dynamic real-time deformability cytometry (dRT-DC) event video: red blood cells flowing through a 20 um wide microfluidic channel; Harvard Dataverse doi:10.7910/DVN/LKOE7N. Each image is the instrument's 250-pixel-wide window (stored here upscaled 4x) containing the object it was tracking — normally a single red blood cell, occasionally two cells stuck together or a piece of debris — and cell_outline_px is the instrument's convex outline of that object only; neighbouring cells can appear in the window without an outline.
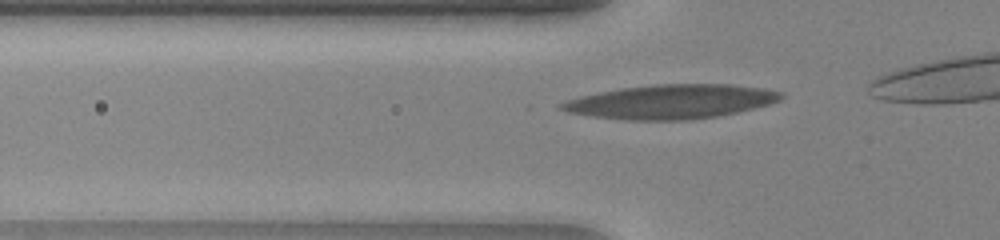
{"species": "human", "species_latin": "Homo sapiens", "temperature_condition": "warm", "stored_images_in_passage": 31, "camera_frame_rate_fps": 3000, "um_per_image_px": 0.085, "donor": {"sex": "female"}, "frame": {"image": 1, "passage_image": 4, "time_ms": 1.0, "image_size_px": [1000, 240], "cell_outline_px": [[784, 96], [780, 100], [768, 104], [736, 112], [716, 116], [692, 120], [624, 120], [592, 116], [568, 112], [556, 108], [556, 104], [564, 100], [580, 96], [620, 88], [652, 84], [732, 84], [764, 88], [784, 92]], "centroid_in_image_um": [56.99, 8.64], "position_along_channel_um": 68.8, "area_um2": 43.99}}
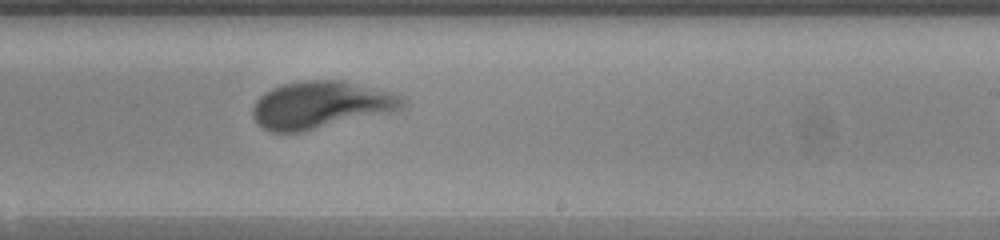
{"frame": {"image": 2, "passage_image": 18, "time_ms": 5.667, "image_size_px": [1000, 240], "cell_outline_px": [[404, 104], [400, 108], [388, 112], [300, 132], [272, 132], [264, 128], [252, 116], [252, 108], [256, 100], [264, 92], [272, 88], [284, 84], [304, 80], [344, 80], [400, 96], [404, 100]], "centroid_in_image_um": [27.18, 8.91], "position_along_channel_um": 261.8, "area_um2": 40.34}}
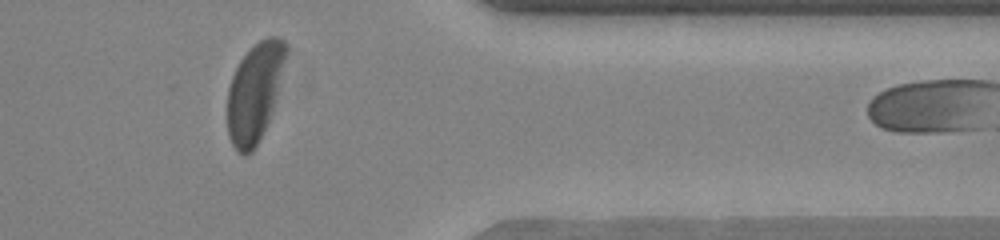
{"frame": {"image": 3, "passage_image": 28, "time_ms": 9.0, "image_size_px": [1000, 240], "cell_outline_px": [[288, 52], [268, 120], [260, 140], [252, 152], [244, 156], [236, 152], [228, 136], [228, 88], [232, 76], [240, 60], [260, 40], [268, 36], [276, 36], [284, 40], [288, 44]], "centroid_in_image_um": [21.64, 7.86], "position_along_channel_um": 389.8, "area_um2": 33.29}, "authors_computed_cell_mechanics": {"area_um2": 42.1362, "velocity_mm_per_s": 4.1686, "shape_relaxation_time_tau1_ms": 2.467, "shape_relaxation_time_tau2_ms": 0.7698, "deformation_change_tau1": 0.1999, "deformation_change_tau2": 0.0806}}